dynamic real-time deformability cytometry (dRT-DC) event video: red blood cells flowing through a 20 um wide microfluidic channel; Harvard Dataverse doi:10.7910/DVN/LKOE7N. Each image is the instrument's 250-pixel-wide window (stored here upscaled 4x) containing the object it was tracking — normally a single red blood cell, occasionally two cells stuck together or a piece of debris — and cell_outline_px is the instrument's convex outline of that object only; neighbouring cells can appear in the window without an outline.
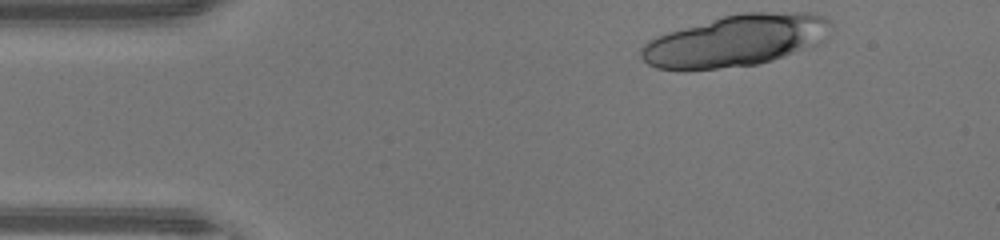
{"species": "human", "species_latin": "Homo sapiens", "temperature_condition": "warm", "stored_images_in_passage": 16, "camera_frame_rate_fps": 3000, "um_per_image_px": 0.085, "donor": {"sex": "male"}, "frame": {"image": 1, "passage_image": 1, "time_ms": 0.0, "image_size_px": [1000, 240], "cell_outline_px": [[832, 24], [828, 36], [820, 44], [760, 64], [684, 72], [656, 68], [648, 64], [640, 56], [640, 48], [648, 40], [656, 36], [668, 32], [724, 16], [740, 12], [812, 12], [828, 16]], "centroid_in_image_um": [62.57, 3.46], "position_along_channel_um": 22.4, "area_um2": 57.92}}
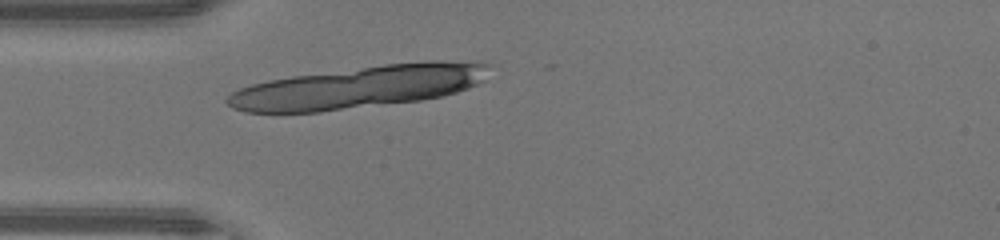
{"frame": {"image": 2, "passage_image": 8, "time_ms": 2.333, "image_size_px": [1000, 240], "cell_outline_px": [[492, 64], [484, 80], [468, 88], [444, 96], [420, 100], [320, 112], [244, 112], [232, 108], [224, 100], [232, 92], [240, 88], [252, 84], [268, 80], [292, 76], [384, 64], [432, 60], [444, 60]], "centroid_in_image_um": [30.51, 7.39], "position_along_channel_um": 54.5, "area_um2": 64.5}}